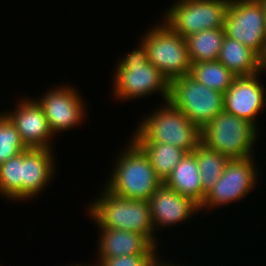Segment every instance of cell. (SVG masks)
<instances>
[{"mask_svg":"<svg viewBox=\"0 0 266 266\" xmlns=\"http://www.w3.org/2000/svg\"><path fill=\"white\" fill-rule=\"evenodd\" d=\"M125 148L117 155L110 178L103 186L116 196L148 201L163 181L155 173L146 153L133 139Z\"/></svg>","mask_w":266,"mask_h":266,"instance_id":"cell-1","label":"cell"},{"mask_svg":"<svg viewBox=\"0 0 266 266\" xmlns=\"http://www.w3.org/2000/svg\"><path fill=\"white\" fill-rule=\"evenodd\" d=\"M138 47L125 54L116 64L113 85L114 97L118 100H133L161 93L168 101L169 82L161 71L148 61L147 48L141 41Z\"/></svg>","mask_w":266,"mask_h":266,"instance_id":"cell-2","label":"cell"},{"mask_svg":"<svg viewBox=\"0 0 266 266\" xmlns=\"http://www.w3.org/2000/svg\"><path fill=\"white\" fill-rule=\"evenodd\" d=\"M102 189L99 198L88 204L90 218L99 227L141 233L158 247L148 201L122 198Z\"/></svg>","mask_w":266,"mask_h":266,"instance_id":"cell-3","label":"cell"},{"mask_svg":"<svg viewBox=\"0 0 266 266\" xmlns=\"http://www.w3.org/2000/svg\"><path fill=\"white\" fill-rule=\"evenodd\" d=\"M145 116L136 131L148 143H167L193 152L201 144V129L169 101Z\"/></svg>","mask_w":266,"mask_h":266,"instance_id":"cell-4","label":"cell"},{"mask_svg":"<svg viewBox=\"0 0 266 266\" xmlns=\"http://www.w3.org/2000/svg\"><path fill=\"white\" fill-rule=\"evenodd\" d=\"M258 132L252 123L223 110L201 130V143L230 160L244 159L253 157Z\"/></svg>","mask_w":266,"mask_h":266,"instance_id":"cell-5","label":"cell"},{"mask_svg":"<svg viewBox=\"0 0 266 266\" xmlns=\"http://www.w3.org/2000/svg\"><path fill=\"white\" fill-rule=\"evenodd\" d=\"M145 33L140 41L147 48L148 61L161 71L169 83L190 74L191 62L185 38L164 21Z\"/></svg>","mask_w":266,"mask_h":266,"instance_id":"cell-6","label":"cell"},{"mask_svg":"<svg viewBox=\"0 0 266 266\" xmlns=\"http://www.w3.org/2000/svg\"><path fill=\"white\" fill-rule=\"evenodd\" d=\"M168 101L201 130L224 110L223 93L199 83L190 75L170 82Z\"/></svg>","mask_w":266,"mask_h":266,"instance_id":"cell-7","label":"cell"},{"mask_svg":"<svg viewBox=\"0 0 266 266\" xmlns=\"http://www.w3.org/2000/svg\"><path fill=\"white\" fill-rule=\"evenodd\" d=\"M229 1L178 0L168 7L163 21L183 38L207 29L224 28Z\"/></svg>","mask_w":266,"mask_h":266,"instance_id":"cell-8","label":"cell"},{"mask_svg":"<svg viewBox=\"0 0 266 266\" xmlns=\"http://www.w3.org/2000/svg\"><path fill=\"white\" fill-rule=\"evenodd\" d=\"M224 29L226 36L237 40L261 57L266 47L263 1L230 0Z\"/></svg>","mask_w":266,"mask_h":266,"instance_id":"cell-9","label":"cell"},{"mask_svg":"<svg viewBox=\"0 0 266 266\" xmlns=\"http://www.w3.org/2000/svg\"><path fill=\"white\" fill-rule=\"evenodd\" d=\"M253 157L232 159L226 165L223 174L206 193L199 205L200 211L240 201L257 184L258 171Z\"/></svg>","mask_w":266,"mask_h":266,"instance_id":"cell-10","label":"cell"},{"mask_svg":"<svg viewBox=\"0 0 266 266\" xmlns=\"http://www.w3.org/2000/svg\"><path fill=\"white\" fill-rule=\"evenodd\" d=\"M68 85L63 83L61 86H55L46 91L40 100L37 99L54 135L78 127L86 118V105L82 96L79 91Z\"/></svg>","mask_w":266,"mask_h":266,"instance_id":"cell-11","label":"cell"},{"mask_svg":"<svg viewBox=\"0 0 266 266\" xmlns=\"http://www.w3.org/2000/svg\"><path fill=\"white\" fill-rule=\"evenodd\" d=\"M17 104L16 109L3 114L15 126L26 148L53 149L50 142L54 134L40 104L31 98L21 99Z\"/></svg>","mask_w":266,"mask_h":266,"instance_id":"cell-12","label":"cell"},{"mask_svg":"<svg viewBox=\"0 0 266 266\" xmlns=\"http://www.w3.org/2000/svg\"><path fill=\"white\" fill-rule=\"evenodd\" d=\"M261 72L250 76L235 77L224 95V111L258 127L257 116L266 106L265 88L261 85Z\"/></svg>","mask_w":266,"mask_h":266,"instance_id":"cell-13","label":"cell"},{"mask_svg":"<svg viewBox=\"0 0 266 266\" xmlns=\"http://www.w3.org/2000/svg\"><path fill=\"white\" fill-rule=\"evenodd\" d=\"M148 203L154 231L185 222L200 211L199 204L192 198L180 195L164 183L152 194Z\"/></svg>","mask_w":266,"mask_h":266,"instance_id":"cell-14","label":"cell"},{"mask_svg":"<svg viewBox=\"0 0 266 266\" xmlns=\"http://www.w3.org/2000/svg\"><path fill=\"white\" fill-rule=\"evenodd\" d=\"M52 150L27 148L22 151V201L37 197L52 181L57 170Z\"/></svg>","mask_w":266,"mask_h":266,"instance_id":"cell-15","label":"cell"},{"mask_svg":"<svg viewBox=\"0 0 266 266\" xmlns=\"http://www.w3.org/2000/svg\"><path fill=\"white\" fill-rule=\"evenodd\" d=\"M100 228L98 259L125 255L157 254L154 246L144 235L126 230Z\"/></svg>","mask_w":266,"mask_h":266,"instance_id":"cell-16","label":"cell"},{"mask_svg":"<svg viewBox=\"0 0 266 266\" xmlns=\"http://www.w3.org/2000/svg\"><path fill=\"white\" fill-rule=\"evenodd\" d=\"M164 184L180 195L192 198L199 205L206 193L202 189L201 176L194 152L186 153L174 167Z\"/></svg>","mask_w":266,"mask_h":266,"instance_id":"cell-17","label":"cell"},{"mask_svg":"<svg viewBox=\"0 0 266 266\" xmlns=\"http://www.w3.org/2000/svg\"><path fill=\"white\" fill-rule=\"evenodd\" d=\"M236 77L250 76L260 71V57L235 39L225 35L217 59Z\"/></svg>","mask_w":266,"mask_h":266,"instance_id":"cell-18","label":"cell"},{"mask_svg":"<svg viewBox=\"0 0 266 266\" xmlns=\"http://www.w3.org/2000/svg\"><path fill=\"white\" fill-rule=\"evenodd\" d=\"M132 139L148 156L155 173L163 181L171 175L174 167L186 154L181 148L167 143H148L136 130Z\"/></svg>","mask_w":266,"mask_h":266,"instance_id":"cell-19","label":"cell"},{"mask_svg":"<svg viewBox=\"0 0 266 266\" xmlns=\"http://www.w3.org/2000/svg\"><path fill=\"white\" fill-rule=\"evenodd\" d=\"M224 37V28L207 29L185 37L191 64L201 61H216Z\"/></svg>","mask_w":266,"mask_h":266,"instance_id":"cell-20","label":"cell"},{"mask_svg":"<svg viewBox=\"0 0 266 266\" xmlns=\"http://www.w3.org/2000/svg\"><path fill=\"white\" fill-rule=\"evenodd\" d=\"M189 75L199 83L223 94L231 87L236 77L218 60L191 64Z\"/></svg>","mask_w":266,"mask_h":266,"instance_id":"cell-21","label":"cell"},{"mask_svg":"<svg viewBox=\"0 0 266 266\" xmlns=\"http://www.w3.org/2000/svg\"><path fill=\"white\" fill-rule=\"evenodd\" d=\"M201 176L202 189L205 193L216 183L230 161L222 153L200 144L194 151Z\"/></svg>","mask_w":266,"mask_h":266,"instance_id":"cell-22","label":"cell"},{"mask_svg":"<svg viewBox=\"0 0 266 266\" xmlns=\"http://www.w3.org/2000/svg\"><path fill=\"white\" fill-rule=\"evenodd\" d=\"M0 194L8 200H22V152L0 164Z\"/></svg>","mask_w":266,"mask_h":266,"instance_id":"cell-23","label":"cell"},{"mask_svg":"<svg viewBox=\"0 0 266 266\" xmlns=\"http://www.w3.org/2000/svg\"><path fill=\"white\" fill-rule=\"evenodd\" d=\"M26 149L15 126L0 114V164Z\"/></svg>","mask_w":266,"mask_h":266,"instance_id":"cell-24","label":"cell"},{"mask_svg":"<svg viewBox=\"0 0 266 266\" xmlns=\"http://www.w3.org/2000/svg\"><path fill=\"white\" fill-rule=\"evenodd\" d=\"M157 255L138 254L97 259L98 263L95 266H152L159 259Z\"/></svg>","mask_w":266,"mask_h":266,"instance_id":"cell-25","label":"cell"},{"mask_svg":"<svg viewBox=\"0 0 266 266\" xmlns=\"http://www.w3.org/2000/svg\"><path fill=\"white\" fill-rule=\"evenodd\" d=\"M265 70H266V47L263 55L260 57V71L263 73V71Z\"/></svg>","mask_w":266,"mask_h":266,"instance_id":"cell-26","label":"cell"},{"mask_svg":"<svg viewBox=\"0 0 266 266\" xmlns=\"http://www.w3.org/2000/svg\"><path fill=\"white\" fill-rule=\"evenodd\" d=\"M152 266H166V261L162 262L159 258V260H157Z\"/></svg>","mask_w":266,"mask_h":266,"instance_id":"cell-27","label":"cell"},{"mask_svg":"<svg viewBox=\"0 0 266 266\" xmlns=\"http://www.w3.org/2000/svg\"><path fill=\"white\" fill-rule=\"evenodd\" d=\"M264 10H265V25H266V0H263Z\"/></svg>","mask_w":266,"mask_h":266,"instance_id":"cell-28","label":"cell"},{"mask_svg":"<svg viewBox=\"0 0 266 266\" xmlns=\"http://www.w3.org/2000/svg\"><path fill=\"white\" fill-rule=\"evenodd\" d=\"M68 266H69V265H68ZM70 266H89V265H87V264H86V265H83V264H80V265H79V263H78V264H75V265L73 264V265H70Z\"/></svg>","mask_w":266,"mask_h":266,"instance_id":"cell-29","label":"cell"},{"mask_svg":"<svg viewBox=\"0 0 266 266\" xmlns=\"http://www.w3.org/2000/svg\"><path fill=\"white\" fill-rule=\"evenodd\" d=\"M166 266H176V264H171V263L169 264V262L168 263L166 262ZM177 266H179V265H177Z\"/></svg>","mask_w":266,"mask_h":266,"instance_id":"cell-30","label":"cell"}]
</instances>
